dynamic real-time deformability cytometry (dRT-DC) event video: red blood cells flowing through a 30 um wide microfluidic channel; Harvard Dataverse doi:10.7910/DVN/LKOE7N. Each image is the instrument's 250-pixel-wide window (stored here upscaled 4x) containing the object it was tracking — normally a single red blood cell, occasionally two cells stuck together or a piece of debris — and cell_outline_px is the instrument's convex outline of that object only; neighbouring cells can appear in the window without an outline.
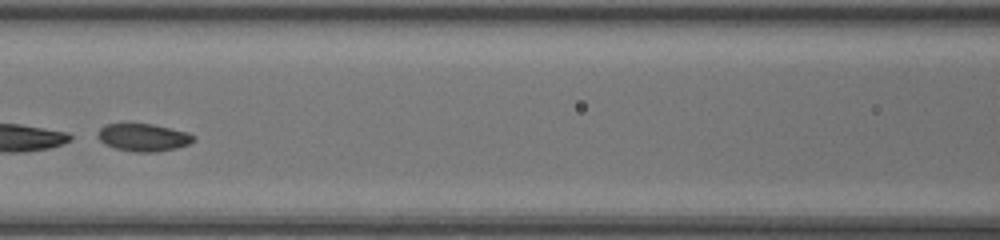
{"species": "common noctule bat (a hibernating species)", "species_latin": "Nyctalus noctula", "temperature_condition": "room temperature", "stored_images_in_passage": 35, "camera_frame_rate_fps": 3000, "um_per_image_px": 0.085, "animal": {"sex": "female", "body_mass_g": 20.0, "forearm_length_mm": 54.0}, "frame": {"image": 1, "passage_image": 15, "time_ms": 4.667, "image_size_px": [1000, 240], "cell_outline_px": [[196, 140], [188, 144], [176, 148], [156, 152], [132, 152], [116, 148], [104, 144], [96, 136], [96, 132], [104, 124], [152, 124], [188, 132], [196, 136]], "centroid_in_image_um": [12.18, 11.68], "position_along_channel_um": 154.4, "area_um2": 15.55}}
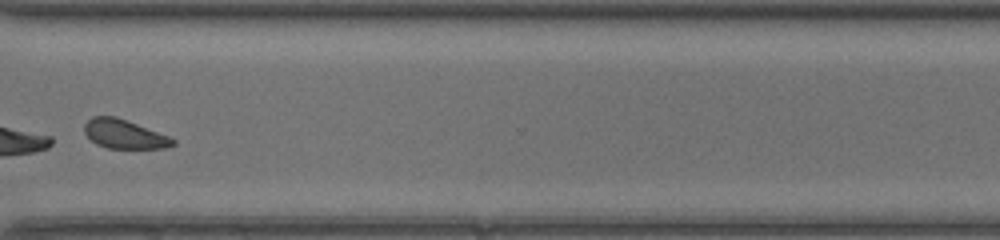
{"frame": {"image": 2, "passage_image": 29, "time_ms": 9.333, "image_size_px": [1000, 240], "cell_outline_px": [[176, 144], [164, 148], [108, 148], [96, 144], [84, 132], [84, 124], [92, 116], [116, 116], [168, 136], [176, 140]], "centroid_in_image_um": [10.55, 11.39], "position_along_channel_um": 360.1, "area_um2": 14.8}, "authors_computed_cell_mechanics": {"area_um2": 16.9932, "velocity_mm_per_s": 4.4071, "shape_relaxation_time_tau1_ms": null, "shape_relaxation_time_tau2_ms": 5.8075, "deformation_change_tau1": null, "deformation_change_tau2": 0.1049}}